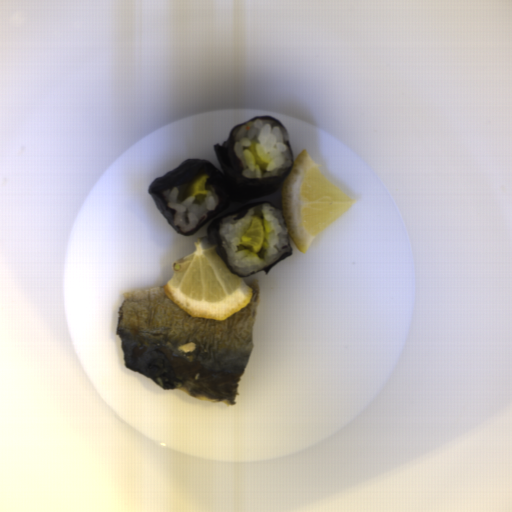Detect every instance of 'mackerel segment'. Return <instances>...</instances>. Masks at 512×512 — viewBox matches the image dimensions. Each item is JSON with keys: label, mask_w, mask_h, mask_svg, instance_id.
<instances>
[{"label": "mackerel segment", "mask_w": 512, "mask_h": 512, "mask_svg": "<svg viewBox=\"0 0 512 512\" xmlns=\"http://www.w3.org/2000/svg\"><path fill=\"white\" fill-rule=\"evenodd\" d=\"M165 286L122 294L116 334L125 367L165 391L236 405L253 348L259 280L246 284L252 289L249 303L224 320L192 317L165 294Z\"/></svg>", "instance_id": "obj_1"}]
</instances>
